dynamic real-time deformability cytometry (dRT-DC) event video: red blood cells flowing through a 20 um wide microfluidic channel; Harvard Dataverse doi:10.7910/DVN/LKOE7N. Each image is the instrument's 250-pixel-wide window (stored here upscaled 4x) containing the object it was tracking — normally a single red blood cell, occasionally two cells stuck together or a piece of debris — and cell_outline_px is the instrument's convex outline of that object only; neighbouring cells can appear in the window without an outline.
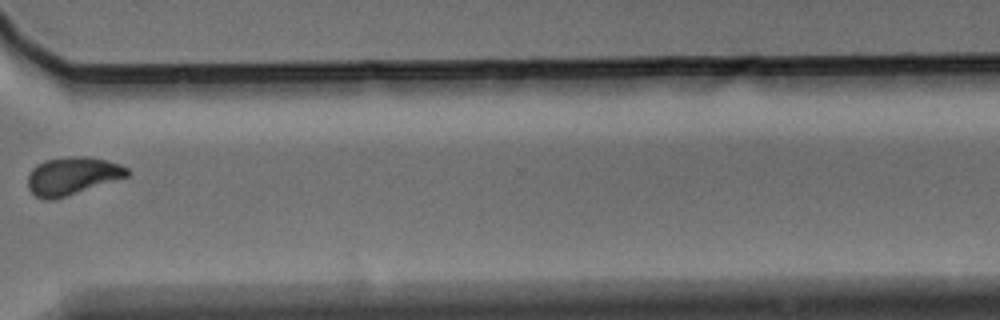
{"species": "Egyptian fruit bat (a non-hibernating species)", "species_latin": "Rousettus aegyptiacus", "temperature_condition": "warm", "stored_images_in_passage": 11, "camera_frame_rate_fps": 3000, "um_per_image_px": 0.085, "animal": {"sex": "male"}, "frame": {"image": 1, "passage_image": 8, "time_ms": 2.333, "image_size_px": [1000, 320], "cell_outline_px": [[132, 172], [128, 176], [56, 200], [44, 200], [36, 196], [28, 188], [28, 176], [32, 168], [36, 164], [44, 160], [68, 156], [88, 156], [108, 160], [120, 164], [128, 168]], "centroid_in_image_um": [6.15, 14.95], "position_along_channel_um": 364.4, "area_um2": 22.25}}